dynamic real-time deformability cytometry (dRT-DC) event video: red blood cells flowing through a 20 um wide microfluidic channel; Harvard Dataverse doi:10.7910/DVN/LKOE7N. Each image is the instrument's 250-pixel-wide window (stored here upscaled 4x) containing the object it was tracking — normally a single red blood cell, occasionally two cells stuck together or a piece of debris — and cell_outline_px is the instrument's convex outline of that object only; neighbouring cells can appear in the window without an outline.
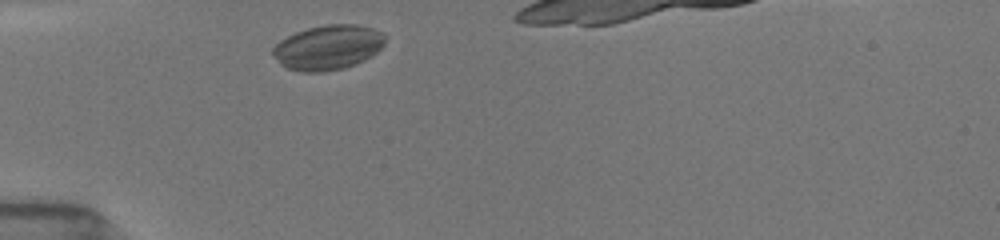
{"species": "common noctule bat (a hibernating species)", "species_latin": "Nyctalus noctula", "temperature_condition": "room temperature", "stored_images_in_passage": 32, "camera_frame_rate_fps": 3000, "um_per_image_px": 0.085, "animal": {"sex": "female", "body_mass_g": 19.5, "forearm_length_mm": 54.1}, "frame": {"image": 1, "passage_image": 2, "time_ms": 0.333, "image_size_px": [1000, 240], "cell_outline_px": [[388, 36], [384, 44], [372, 56], [356, 64], [344, 68], [324, 72], [300, 72], [288, 68], [280, 64], [272, 56], [272, 48], [280, 40], [296, 32], [308, 28], [324, 24], [356, 24], [372, 28], [384, 32]], "centroid_in_image_um": [27.89, 4.03], "position_along_channel_um": 57.1, "area_um2": 29.65}}
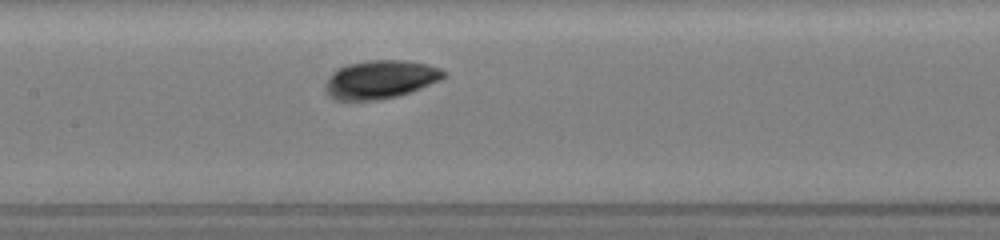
{"frame": {"image": 2, "passage_image": 12, "time_ms": 3.667, "image_size_px": [1000, 240], "cell_outline_px": [[448, 76], [440, 80], [420, 88], [396, 96], [376, 100], [336, 100], [328, 96], [324, 92], [324, 84], [328, 76], [332, 72], [348, 64], [368, 60], [404, 60], [428, 64], [440, 68], [448, 72]], "centroid_in_image_um": [32.31, 6.75], "position_along_channel_um": 175.1, "area_um2": 26.65}}
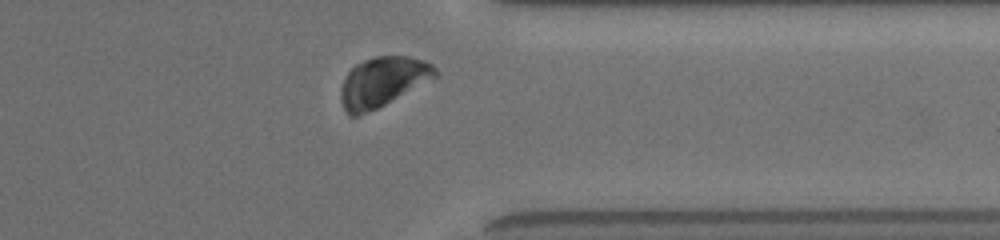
{"frame": {"image": 3, "passage_image": 28, "time_ms": 9.0, "image_size_px": [1000, 240], "cell_outline_px": [[440, 76], [376, 108], [356, 116], [348, 116], [340, 100], [340, 88], [348, 72], [356, 64], [364, 60], [376, 56], [408, 56], [424, 60], [432, 64], [436, 68]], "centroid_in_image_um": [32.54, 6.94], "position_along_channel_um": 378.9, "area_um2": 27.28}}